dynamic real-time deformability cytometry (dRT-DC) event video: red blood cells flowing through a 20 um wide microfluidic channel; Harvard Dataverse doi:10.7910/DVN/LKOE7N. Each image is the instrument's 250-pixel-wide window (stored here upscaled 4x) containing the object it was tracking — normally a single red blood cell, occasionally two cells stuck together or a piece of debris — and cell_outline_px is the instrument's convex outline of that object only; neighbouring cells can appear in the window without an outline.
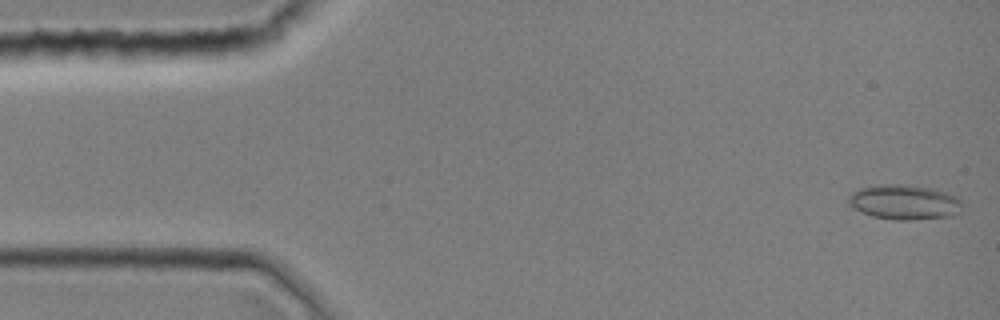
{"species": "common noctule bat (a hibernating species)", "species_latin": "Nyctalus noctula", "temperature_condition": "room temperature", "stored_images_in_passage": 4, "camera_frame_rate_fps": 3000, "um_per_image_px": 0.085, "animal": {"sex": "female", "body_mass_g": 19.0, "forearm_length_mm": 51.5}, "frame": {"image": 1, "passage_image": 1, "time_ms": 0.0, "image_size_px": [1000, 320], "cell_outline_px": [[960, 212], [952, 216], [908, 220], [892, 220], [872, 216], [860, 212], [852, 208], [848, 204], [848, 196], [852, 192], [860, 188], [880, 184], [900, 184], [932, 188], [948, 192], [956, 196], [960, 200]], "centroid_in_image_um": [76.83, 17.18], "position_along_channel_um": 8.2, "area_um2": 23.29}}